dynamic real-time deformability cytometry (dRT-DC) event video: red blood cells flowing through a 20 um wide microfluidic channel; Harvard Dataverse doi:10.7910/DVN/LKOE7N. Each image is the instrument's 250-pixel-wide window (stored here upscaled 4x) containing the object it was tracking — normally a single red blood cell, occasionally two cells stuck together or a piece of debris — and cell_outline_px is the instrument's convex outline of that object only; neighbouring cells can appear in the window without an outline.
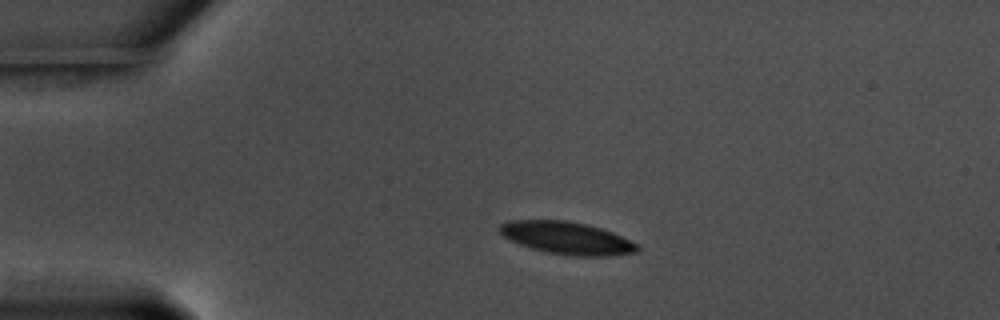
{"species": "common noctule bat (a hibernating species)", "species_latin": "Nyctalus noctula", "temperature_condition": "warm", "stored_images_in_passage": 57, "camera_frame_rate_fps": 3000, "um_per_image_px": 0.085, "animal": {"sex": "male", "body_mass_g": 17.5, "forearm_length_mm": 52.3}, "frame": {"image": 1, "passage_image": 12, "time_ms": 3.667, "image_size_px": [1000, 320], "cell_outline_px": [[640, 248], [636, 252], [612, 256], [572, 256], [548, 252], [532, 248], [520, 244], [504, 236], [500, 232], [500, 224], [508, 220], [564, 220], [588, 224], [612, 232], [636, 244]], "centroid_in_image_um": [48.19, 20.23], "position_along_channel_um": 36.8, "area_um2": 25.78}}
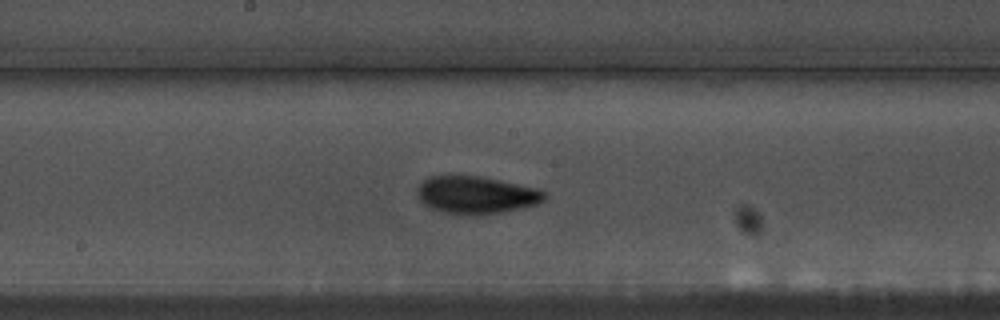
{"frame": {"image": 2, "passage_image": 30, "time_ms": 9.667, "image_size_px": [1000, 320], "cell_outline_px": [[548, 196], [544, 200], [536, 204], [520, 208], [500, 212], [444, 212], [432, 208], [424, 204], [420, 200], [416, 192], [416, 188], [428, 176], [476, 176], [536, 188], [544, 192]], "centroid_in_image_um": [40.45, 16.53], "position_along_channel_um": 207.8, "area_um2": 26.65}}
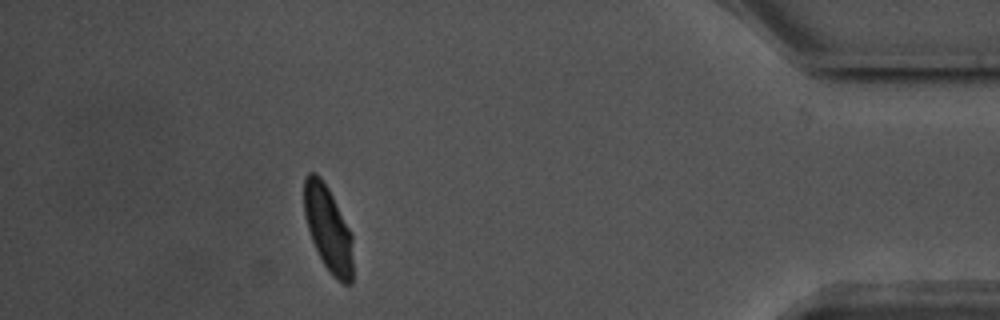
{"frame": {"image": 3, "passage_image": 51, "time_ms": 16.667, "image_size_px": [1000, 320], "cell_outline_px": [[352, 284], [344, 284], [336, 280], [328, 272], [312, 240], [308, 228], [304, 212], [304, 180], [308, 172], [316, 172], [320, 176], [328, 188], [352, 232]], "centroid_in_image_um": [27.9, 19.44], "position_along_channel_um": 407.3, "area_um2": 24.39}, "authors_computed_cell_mechanics": {"area_um2": 25.0852, "velocity_mm_per_s": 3.5396, "shape_relaxation_time_tau1_ms": 3.6264, "shape_relaxation_time_tau2_ms": 1.8929, "deformation_change_tau1": 0.1118, "deformation_change_tau2": 0.0664}}